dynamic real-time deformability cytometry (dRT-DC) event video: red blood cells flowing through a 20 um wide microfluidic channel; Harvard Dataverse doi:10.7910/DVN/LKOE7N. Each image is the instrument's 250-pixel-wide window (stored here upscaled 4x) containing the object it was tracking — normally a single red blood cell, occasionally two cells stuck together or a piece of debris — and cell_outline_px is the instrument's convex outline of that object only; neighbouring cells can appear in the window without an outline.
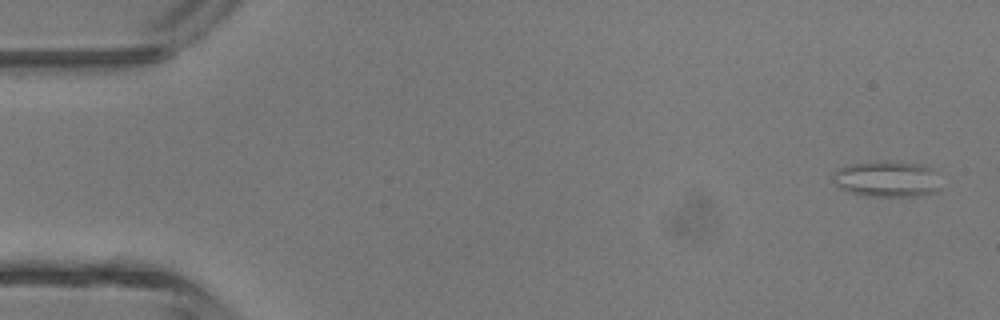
{"species": "common noctule bat (a hibernating species)", "species_latin": "Nyctalus noctula", "temperature_condition": "room temperature", "stored_images_in_passage": 4, "camera_frame_rate_fps": 3000, "um_per_image_px": 0.085, "animal": {"sex": "male", "body_mass_g": 13.3}, "frame": {"image": 1, "passage_image": 1, "time_ms": 0.0, "image_size_px": [1000, 320], "cell_outline_px": [[940, 188], [936, 192], [916, 196], [868, 196], [848, 192], [840, 188], [836, 184], [832, 176], [840, 168], [852, 164], [884, 160], [888, 160], [924, 164], [932, 168]], "centroid_in_image_um": [75.41, 15.21], "position_along_channel_um": 9.6, "area_um2": 22.66}}